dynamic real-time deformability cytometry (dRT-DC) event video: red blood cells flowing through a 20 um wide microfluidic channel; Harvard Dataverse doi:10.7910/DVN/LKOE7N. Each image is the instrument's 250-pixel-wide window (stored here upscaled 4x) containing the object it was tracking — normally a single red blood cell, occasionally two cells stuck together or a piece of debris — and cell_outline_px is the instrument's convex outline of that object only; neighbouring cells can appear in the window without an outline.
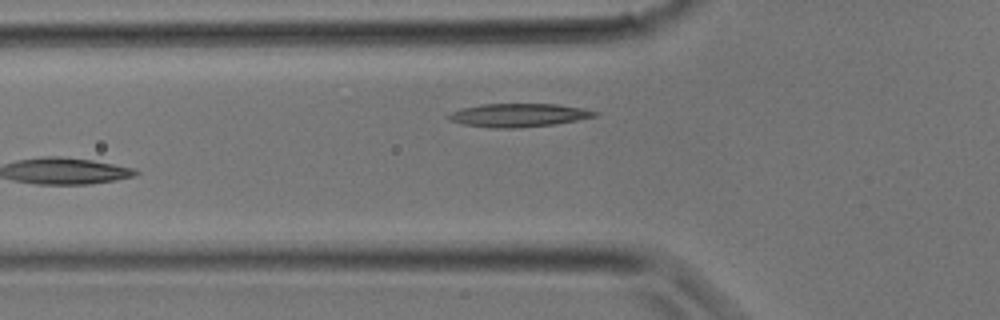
{"species": "common noctule bat (a hibernating species)", "species_latin": "Nyctalus noctula", "temperature_condition": "room temperature", "stored_images_in_passage": 12, "camera_frame_rate_fps": 3000, "um_per_image_px": 0.085, "animal": {"sex": "male", "body_mass_g": 17.9}, "frame": {"image": 1, "passage_image": 12, "time_ms": 3.667, "image_size_px": [1000, 320], "cell_outline_px": [[600, 112], [596, 116], [576, 120], [552, 124], [520, 128], [492, 128], [464, 124], [448, 120], [444, 116], [452, 112], [464, 108], [480, 104], [556, 104], [580, 108]], "centroid_in_image_um": [44.03, 9.79], "position_along_channel_um": 81.8, "area_um2": 19.77}}